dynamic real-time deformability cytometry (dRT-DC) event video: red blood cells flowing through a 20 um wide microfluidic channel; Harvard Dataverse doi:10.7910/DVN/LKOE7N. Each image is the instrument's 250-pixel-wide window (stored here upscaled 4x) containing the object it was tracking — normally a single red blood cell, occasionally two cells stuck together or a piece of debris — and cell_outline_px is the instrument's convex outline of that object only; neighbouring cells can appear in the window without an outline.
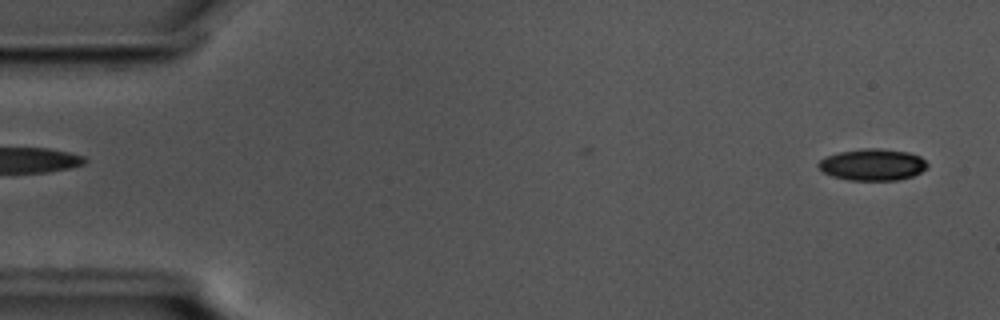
{"species": "common noctule bat (a hibernating species)", "species_latin": "Nyctalus noctula", "temperature_condition": "cold", "stored_images_in_passage": 7, "camera_frame_rate_fps": 3000, "um_per_image_px": 0.085, "animal": {"sex": "male", "body_mass_g": 17.5, "forearm_length_mm": 52.3}, "frame": {"image": 1, "passage_image": 2, "time_ms": 0.333, "image_size_px": [1000, 320], "cell_outline_px": [[928, 168], [912, 176], [896, 180], [848, 180], [832, 176], [824, 172], [816, 164], [824, 156], [840, 152], [864, 148], [880, 148], [908, 152], [920, 156], [928, 164]], "centroid_in_image_um": [74.16, 13.99], "position_along_channel_um": 10.8, "area_um2": 20.11}}